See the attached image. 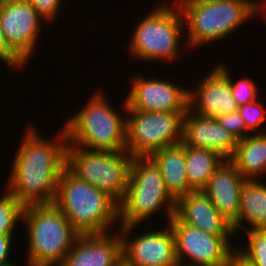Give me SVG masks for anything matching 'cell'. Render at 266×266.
Listing matches in <instances>:
<instances>
[{"mask_svg": "<svg viewBox=\"0 0 266 266\" xmlns=\"http://www.w3.org/2000/svg\"><path fill=\"white\" fill-rule=\"evenodd\" d=\"M237 142L216 118L201 116L190 108L183 116L182 143L184 145L211 150L225 159H230L235 152Z\"/></svg>", "mask_w": 266, "mask_h": 266, "instance_id": "cell-15", "label": "cell"}, {"mask_svg": "<svg viewBox=\"0 0 266 266\" xmlns=\"http://www.w3.org/2000/svg\"><path fill=\"white\" fill-rule=\"evenodd\" d=\"M266 0H175L179 7L187 48L195 49L224 39L249 19L260 15Z\"/></svg>", "mask_w": 266, "mask_h": 266, "instance_id": "cell-2", "label": "cell"}, {"mask_svg": "<svg viewBox=\"0 0 266 266\" xmlns=\"http://www.w3.org/2000/svg\"><path fill=\"white\" fill-rule=\"evenodd\" d=\"M185 172L194 191L203 190L210 177L225 160L219 153L185 145Z\"/></svg>", "mask_w": 266, "mask_h": 266, "instance_id": "cell-22", "label": "cell"}, {"mask_svg": "<svg viewBox=\"0 0 266 266\" xmlns=\"http://www.w3.org/2000/svg\"><path fill=\"white\" fill-rule=\"evenodd\" d=\"M27 266H59L81 235L54 204L27 205Z\"/></svg>", "mask_w": 266, "mask_h": 266, "instance_id": "cell-5", "label": "cell"}, {"mask_svg": "<svg viewBox=\"0 0 266 266\" xmlns=\"http://www.w3.org/2000/svg\"><path fill=\"white\" fill-rule=\"evenodd\" d=\"M132 155L67 147V168L81 180L112 197L118 204L127 190Z\"/></svg>", "mask_w": 266, "mask_h": 266, "instance_id": "cell-8", "label": "cell"}, {"mask_svg": "<svg viewBox=\"0 0 266 266\" xmlns=\"http://www.w3.org/2000/svg\"><path fill=\"white\" fill-rule=\"evenodd\" d=\"M216 120L223 128L228 130L237 141L244 139L246 136L251 134L246 129L243 118L239 114L238 110L232 113L218 116L216 117Z\"/></svg>", "mask_w": 266, "mask_h": 266, "instance_id": "cell-27", "label": "cell"}, {"mask_svg": "<svg viewBox=\"0 0 266 266\" xmlns=\"http://www.w3.org/2000/svg\"><path fill=\"white\" fill-rule=\"evenodd\" d=\"M126 150L132 155L150 156L154 152L182 142L183 116L186 112H144L126 110Z\"/></svg>", "mask_w": 266, "mask_h": 266, "instance_id": "cell-9", "label": "cell"}, {"mask_svg": "<svg viewBox=\"0 0 266 266\" xmlns=\"http://www.w3.org/2000/svg\"><path fill=\"white\" fill-rule=\"evenodd\" d=\"M58 132L51 140L42 137L33 124L25 128L4 188L24 206L54 203L58 181L67 166L64 126Z\"/></svg>", "mask_w": 266, "mask_h": 266, "instance_id": "cell-1", "label": "cell"}, {"mask_svg": "<svg viewBox=\"0 0 266 266\" xmlns=\"http://www.w3.org/2000/svg\"><path fill=\"white\" fill-rule=\"evenodd\" d=\"M168 224L174 235L179 266H227L232 262L237 249L231 245L232 236L204 232L183 223L176 215Z\"/></svg>", "mask_w": 266, "mask_h": 266, "instance_id": "cell-10", "label": "cell"}, {"mask_svg": "<svg viewBox=\"0 0 266 266\" xmlns=\"http://www.w3.org/2000/svg\"><path fill=\"white\" fill-rule=\"evenodd\" d=\"M140 225H120L122 256L133 266H179L175 253V239L169 226L164 230L148 231L141 235L131 232ZM169 227V228H168ZM129 235V236H128Z\"/></svg>", "mask_w": 266, "mask_h": 266, "instance_id": "cell-13", "label": "cell"}, {"mask_svg": "<svg viewBox=\"0 0 266 266\" xmlns=\"http://www.w3.org/2000/svg\"><path fill=\"white\" fill-rule=\"evenodd\" d=\"M245 181L235 165L225 159L202 190L232 225L238 220L241 189Z\"/></svg>", "mask_w": 266, "mask_h": 266, "instance_id": "cell-18", "label": "cell"}, {"mask_svg": "<svg viewBox=\"0 0 266 266\" xmlns=\"http://www.w3.org/2000/svg\"><path fill=\"white\" fill-rule=\"evenodd\" d=\"M150 157L158 165L166 189L176 201L194 191L187 181L185 145L182 142L164 147Z\"/></svg>", "mask_w": 266, "mask_h": 266, "instance_id": "cell-19", "label": "cell"}, {"mask_svg": "<svg viewBox=\"0 0 266 266\" xmlns=\"http://www.w3.org/2000/svg\"><path fill=\"white\" fill-rule=\"evenodd\" d=\"M159 3L136 23L128 50L132 58L143 62L161 60L173 63L179 61L181 55L184 21L174 0L170 2L174 7L170 3Z\"/></svg>", "mask_w": 266, "mask_h": 266, "instance_id": "cell-7", "label": "cell"}, {"mask_svg": "<svg viewBox=\"0 0 266 266\" xmlns=\"http://www.w3.org/2000/svg\"><path fill=\"white\" fill-rule=\"evenodd\" d=\"M161 209L168 224L175 215L176 200L166 189L158 165L150 156L132 157L127 190L119 203V223L142 225Z\"/></svg>", "mask_w": 266, "mask_h": 266, "instance_id": "cell-6", "label": "cell"}, {"mask_svg": "<svg viewBox=\"0 0 266 266\" xmlns=\"http://www.w3.org/2000/svg\"><path fill=\"white\" fill-rule=\"evenodd\" d=\"M238 111L243 118L244 125L248 131L251 133L266 132V129L264 130L262 128L261 130L260 128L261 126H264L262 124L266 123V107H263V103L261 104L260 99L241 105L238 107Z\"/></svg>", "mask_w": 266, "mask_h": 266, "instance_id": "cell-26", "label": "cell"}, {"mask_svg": "<svg viewBox=\"0 0 266 266\" xmlns=\"http://www.w3.org/2000/svg\"><path fill=\"white\" fill-rule=\"evenodd\" d=\"M227 266H235L232 262L229 264V265H227Z\"/></svg>", "mask_w": 266, "mask_h": 266, "instance_id": "cell-33", "label": "cell"}, {"mask_svg": "<svg viewBox=\"0 0 266 266\" xmlns=\"http://www.w3.org/2000/svg\"><path fill=\"white\" fill-rule=\"evenodd\" d=\"M133 76L131 88L125 98L126 110L144 112H187L189 108V87L175 84L173 81L157 78ZM135 77V78H134Z\"/></svg>", "mask_w": 266, "mask_h": 266, "instance_id": "cell-12", "label": "cell"}, {"mask_svg": "<svg viewBox=\"0 0 266 266\" xmlns=\"http://www.w3.org/2000/svg\"><path fill=\"white\" fill-rule=\"evenodd\" d=\"M14 235H0V266H17L16 263H11L9 255L12 248V240Z\"/></svg>", "mask_w": 266, "mask_h": 266, "instance_id": "cell-30", "label": "cell"}, {"mask_svg": "<svg viewBox=\"0 0 266 266\" xmlns=\"http://www.w3.org/2000/svg\"><path fill=\"white\" fill-rule=\"evenodd\" d=\"M122 258V238L117 231L83 234L59 266H116Z\"/></svg>", "mask_w": 266, "mask_h": 266, "instance_id": "cell-16", "label": "cell"}, {"mask_svg": "<svg viewBox=\"0 0 266 266\" xmlns=\"http://www.w3.org/2000/svg\"><path fill=\"white\" fill-rule=\"evenodd\" d=\"M53 204L81 235L109 233V227L119 222V204L67 167L58 181Z\"/></svg>", "mask_w": 266, "mask_h": 266, "instance_id": "cell-3", "label": "cell"}, {"mask_svg": "<svg viewBox=\"0 0 266 266\" xmlns=\"http://www.w3.org/2000/svg\"><path fill=\"white\" fill-rule=\"evenodd\" d=\"M248 236L246 248L236 252L253 266H266V229L245 230Z\"/></svg>", "mask_w": 266, "mask_h": 266, "instance_id": "cell-24", "label": "cell"}, {"mask_svg": "<svg viewBox=\"0 0 266 266\" xmlns=\"http://www.w3.org/2000/svg\"><path fill=\"white\" fill-rule=\"evenodd\" d=\"M207 75L189 89V108L210 118L237 111L229 78L216 65Z\"/></svg>", "mask_w": 266, "mask_h": 266, "instance_id": "cell-14", "label": "cell"}, {"mask_svg": "<svg viewBox=\"0 0 266 266\" xmlns=\"http://www.w3.org/2000/svg\"><path fill=\"white\" fill-rule=\"evenodd\" d=\"M246 180H258L266 174V132L252 133L237 142L229 159Z\"/></svg>", "mask_w": 266, "mask_h": 266, "instance_id": "cell-21", "label": "cell"}, {"mask_svg": "<svg viewBox=\"0 0 266 266\" xmlns=\"http://www.w3.org/2000/svg\"><path fill=\"white\" fill-rule=\"evenodd\" d=\"M45 22L27 0H0V28L5 41L25 64L36 50Z\"/></svg>", "mask_w": 266, "mask_h": 266, "instance_id": "cell-11", "label": "cell"}, {"mask_svg": "<svg viewBox=\"0 0 266 266\" xmlns=\"http://www.w3.org/2000/svg\"><path fill=\"white\" fill-rule=\"evenodd\" d=\"M246 180L241 189L238 220L232 225L235 234L244 230L266 229V183ZM243 223L249 224L248 228Z\"/></svg>", "mask_w": 266, "mask_h": 266, "instance_id": "cell-20", "label": "cell"}, {"mask_svg": "<svg viewBox=\"0 0 266 266\" xmlns=\"http://www.w3.org/2000/svg\"><path fill=\"white\" fill-rule=\"evenodd\" d=\"M228 78L232 87V94L238 107L253 102L259 97L258 87L251 77H242L240 80L232 79L228 67L223 62L216 65Z\"/></svg>", "mask_w": 266, "mask_h": 266, "instance_id": "cell-25", "label": "cell"}, {"mask_svg": "<svg viewBox=\"0 0 266 266\" xmlns=\"http://www.w3.org/2000/svg\"><path fill=\"white\" fill-rule=\"evenodd\" d=\"M24 208L9 191H3L0 197V235H13L18 221L22 222Z\"/></svg>", "mask_w": 266, "mask_h": 266, "instance_id": "cell-23", "label": "cell"}, {"mask_svg": "<svg viewBox=\"0 0 266 266\" xmlns=\"http://www.w3.org/2000/svg\"><path fill=\"white\" fill-rule=\"evenodd\" d=\"M232 263L235 266H253L250 263L246 262L237 252L233 255Z\"/></svg>", "mask_w": 266, "mask_h": 266, "instance_id": "cell-31", "label": "cell"}, {"mask_svg": "<svg viewBox=\"0 0 266 266\" xmlns=\"http://www.w3.org/2000/svg\"><path fill=\"white\" fill-rule=\"evenodd\" d=\"M175 215L185 224L218 236H233L232 224L202 191H192L176 201Z\"/></svg>", "mask_w": 266, "mask_h": 266, "instance_id": "cell-17", "label": "cell"}, {"mask_svg": "<svg viewBox=\"0 0 266 266\" xmlns=\"http://www.w3.org/2000/svg\"><path fill=\"white\" fill-rule=\"evenodd\" d=\"M36 12L48 23L54 22L59 16L62 0H27Z\"/></svg>", "mask_w": 266, "mask_h": 266, "instance_id": "cell-28", "label": "cell"}, {"mask_svg": "<svg viewBox=\"0 0 266 266\" xmlns=\"http://www.w3.org/2000/svg\"><path fill=\"white\" fill-rule=\"evenodd\" d=\"M80 111L65 122L68 147L89 150H126V114L117 113L102 91L88 99Z\"/></svg>", "mask_w": 266, "mask_h": 266, "instance_id": "cell-4", "label": "cell"}, {"mask_svg": "<svg viewBox=\"0 0 266 266\" xmlns=\"http://www.w3.org/2000/svg\"><path fill=\"white\" fill-rule=\"evenodd\" d=\"M0 61L1 64H7L10 69H14L15 71L19 69H23L26 64L9 48L7 45L3 32L0 28ZM23 67V68H22Z\"/></svg>", "mask_w": 266, "mask_h": 266, "instance_id": "cell-29", "label": "cell"}, {"mask_svg": "<svg viewBox=\"0 0 266 266\" xmlns=\"http://www.w3.org/2000/svg\"><path fill=\"white\" fill-rule=\"evenodd\" d=\"M260 14H262L260 18H262V20L266 21V1L263 3V5L261 6V9H260ZM263 14L265 16H263ZM264 17V18H263Z\"/></svg>", "mask_w": 266, "mask_h": 266, "instance_id": "cell-32", "label": "cell"}]
</instances>
